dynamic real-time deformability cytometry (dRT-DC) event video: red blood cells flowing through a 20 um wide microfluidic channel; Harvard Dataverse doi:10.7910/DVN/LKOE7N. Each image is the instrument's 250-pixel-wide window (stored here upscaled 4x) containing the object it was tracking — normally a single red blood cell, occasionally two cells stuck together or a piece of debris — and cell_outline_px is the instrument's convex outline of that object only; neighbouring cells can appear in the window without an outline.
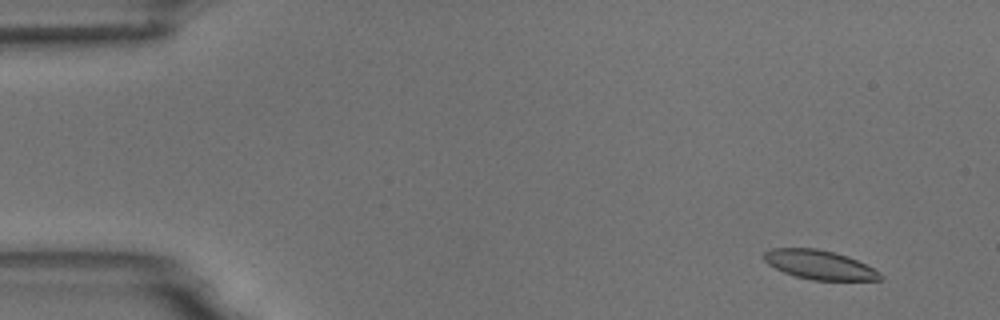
{"species": "common noctule bat (a hibernating species)", "species_latin": "Nyctalus noctula", "temperature_condition": "room temperature", "stored_images_in_passage": 7, "camera_frame_rate_fps": 3000, "um_per_image_px": 0.085, "animal": {"sex": "male", "body_mass_g": 18.8}, "frame": {"image": 1, "passage_image": 2, "time_ms": 1.0, "image_size_px": [1000, 320], "cell_outline_px": [[884, 276], [880, 280], [812, 280], [796, 276], [784, 272], [768, 264], [764, 260], [764, 252], [772, 248], [816, 248], [836, 252], [848, 256], [880, 272]], "centroid_in_image_um": [69.66, 22.5], "position_along_channel_um": 15.3, "area_um2": 19.65}}
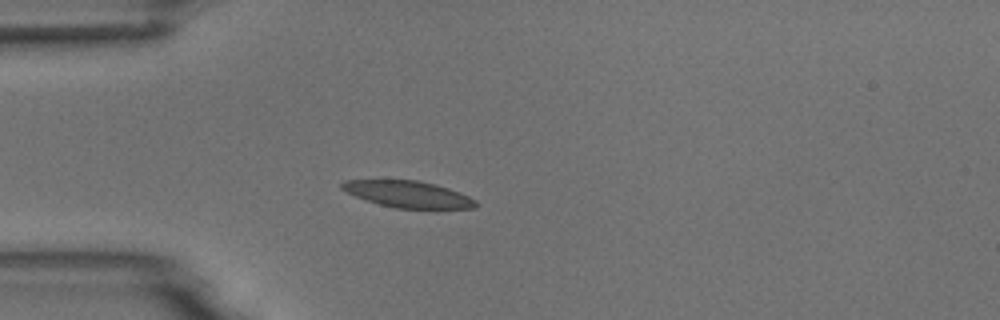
{"frame": {"image": 2, "passage_image": 5, "time_ms": 4.667, "image_size_px": [1000, 320], "cell_outline_px": [[476, 208], [436, 212], [396, 208], [380, 204], [356, 196], [340, 188], [340, 184], [344, 180], [416, 180], [436, 184], [460, 192], [476, 200]], "centroid_in_image_um": [34.82, 16.57], "position_along_channel_um": 50.2, "area_um2": 21.62}}